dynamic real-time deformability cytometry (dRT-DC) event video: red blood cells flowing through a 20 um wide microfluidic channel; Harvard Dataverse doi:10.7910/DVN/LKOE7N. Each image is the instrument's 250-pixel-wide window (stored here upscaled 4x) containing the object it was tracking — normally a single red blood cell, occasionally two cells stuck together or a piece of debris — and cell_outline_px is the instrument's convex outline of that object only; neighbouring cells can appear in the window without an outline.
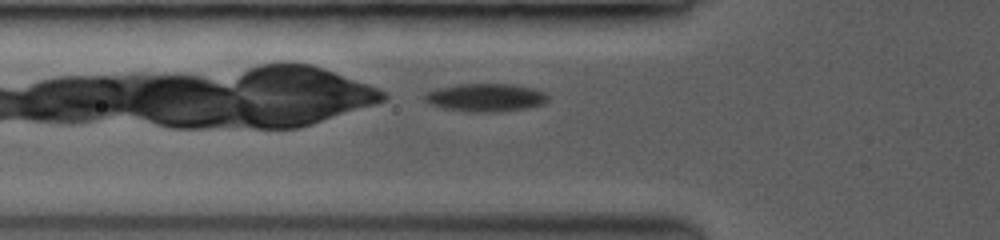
{"species": "common noctule bat (a hibernating species)", "species_latin": "Nyctalus noctula", "temperature_condition": "room temperature", "stored_images_in_passage": 28, "camera_frame_rate_fps": 3500, "um_per_image_px": 0.085, "animal": {"sex": "female", "body_mass_g": 19.0, "forearm_length_mm": 53.3}, "frame": {"image": 1, "passage_image": 3, "time_ms": 0.571, "image_size_px": [1000, 240], "cell_outline_px": [[548, 100], [540, 104], [524, 108], [500, 112], [480, 112], [448, 108], [432, 104], [424, 100], [424, 96], [428, 92], [460, 84], [512, 84], [532, 88], [544, 92]], "centroid_in_image_um": [41.33, 8.28], "position_along_channel_um": 84.5, "area_um2": 19.36}}
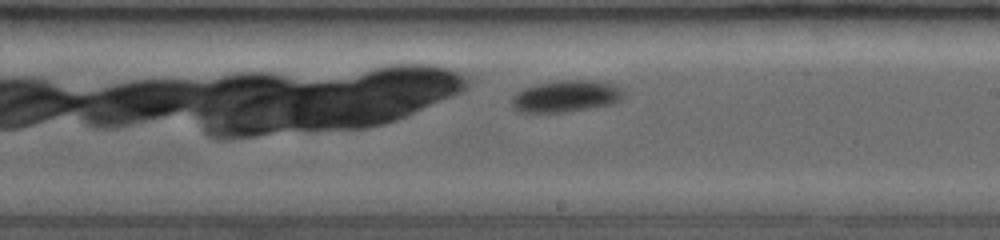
{"frame": {"image": 2, "passage_image": 15, "time_ms": 4.571, "image_size_px": [1000, 240], "cell_outline_px": [[620, 96], [616, 100], [604, 104], [584, 108], [556, 112], [524, 112], [516, 108], [512, 100], [524, 88], [536, 84], [556, 80], [600, 80], [616, 84], [620, 92]], "centroid_in_image_um": [48.08, 8.13], "position_along_channel_um": 240.9, "area_um2": 19.59}}
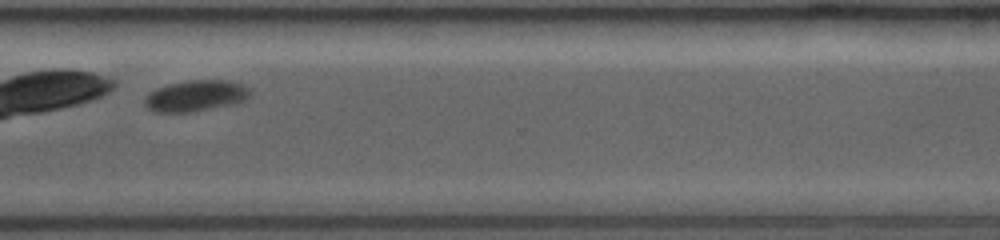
{"frame": {"image": 3, "passage_image": 23, "time_ms": 7.429, "image_size_px": [1000, 240], "cell_outline_px": [[248, 96], [244, 100], [236, 104], [188, 112], [152, 112], [144, 104], [144, 100], [152, 92], [160, 88], [172, 84], [192, 80], [224, 80], [240, 84], [248, 88]], "centroid_in_image_um": [16.64, 8.16], "position_along_channel_um": 354.0, "area_um2": 18.55}, "authors_computed_cell_mechanics": {"area_um2": 19.2474, "velocity_mm_per_s": 3.9255, "shape_relaxation_time_tau1_ms": 1.7938, "shape_relaxation_time_tau2_ms": null, "deformation_change_tau1": 0.0627, "deformation_change_tau2": null}}